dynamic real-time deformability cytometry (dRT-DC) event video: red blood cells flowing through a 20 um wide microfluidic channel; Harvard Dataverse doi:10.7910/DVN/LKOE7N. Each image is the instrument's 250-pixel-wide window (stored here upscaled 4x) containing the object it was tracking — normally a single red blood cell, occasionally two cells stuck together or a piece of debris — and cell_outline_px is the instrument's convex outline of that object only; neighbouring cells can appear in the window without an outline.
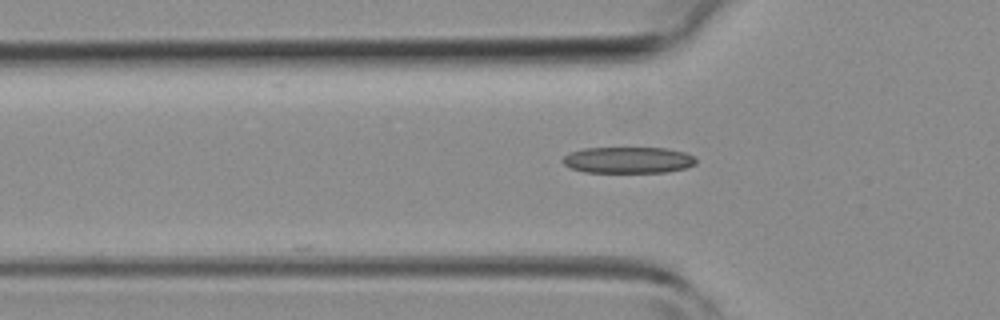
{"species": "common noctule bat (a hibernating species)", "species_latin": "Nyctalus noctula", "temperature_condition": "room temperature", "stored_images_in_passage": 10, "camera_frame_rate_fps": 3000, "um_per_image_px": 0.085, "animal": {"sex": "female", "body_mass_g": 19.3, "forearm_length_mm": 54.1}, "frame": {"image": 1, "passage_image": 2, "time_ms": 0.333, "image_size_px": [1000, 320], "cell_outline_px": [[696, 164], [688, 168], [668, 172], [584, 172], [572, 168], [564, 164], [560, 160], [564, 156], [572, 152], [584, 148], [664, 148], [684, 152], [696, 156]], "centroid_in_image_um": [53.44, 13.61], "position_along_channel_um": 72.4, "area_um2": 20.52}}
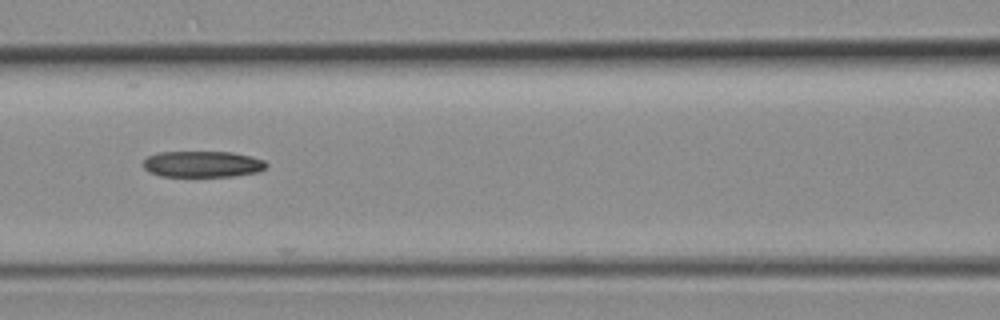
{"frame": {"image": 2, "passage_image": 7, "time_ms": 2.0, "image_size_px": [1000, 320], "cell_outline_px": [[268, 164], [260, 172], [232, 176], [160, 176], [148, 172], [144, 168], [144, 160], [148, 156], [160, 152], [232, 152], [252, 156], [264, 160]], "centroid_in_image_um": [17.23, 13.95], "position_along_channel_um": 149.4, "area_um2": 18.84}}
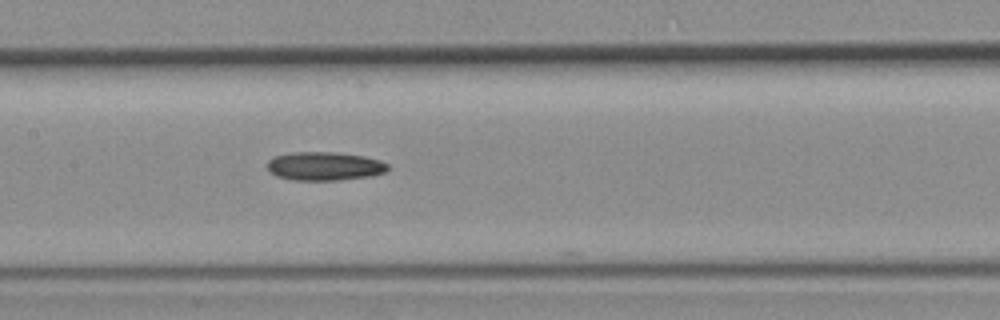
{"frame": {"image": 3, "passage_image": 9, "time_ms": 2.667, "image_size_px": [1000, 320], "cell_outline_px": [[388, 168], [384, 172], [372, 176], [340, 180], [292, 180], [276, 176], [268, 168], [268, 160], [276, 156], [292, 152], [332, 152], [364, 156], [380, 160], [388, 164]], "centroid_in_image_um": [27.6, 14.13], "position_along_channel_um": 179.8, "area_um2": 20.0}}